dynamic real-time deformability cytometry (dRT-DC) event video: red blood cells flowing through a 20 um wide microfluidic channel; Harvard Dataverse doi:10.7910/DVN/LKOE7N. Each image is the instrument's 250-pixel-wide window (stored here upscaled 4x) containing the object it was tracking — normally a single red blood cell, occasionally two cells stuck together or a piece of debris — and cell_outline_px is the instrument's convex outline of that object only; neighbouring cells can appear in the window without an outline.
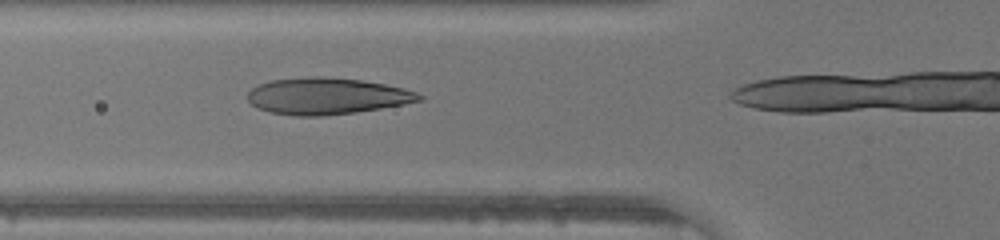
{"species": "human", "species_latin": "Homo sapiens", "temperature_condition": "warm", "stored_images_in_passage": 12, "camera_frame_rate_fps": 3000, "um_per_image_px": 0.085, "donor": {"sex": "male"}, "frame": {"image": 1, "passage_image": 9, "time_ms": 2.667, "image_size_px": [1000, 240], "cell_outline_px": [[424, 100], [404, 104], [356, 112], [324, 116], [296, 116], [268, 112], [256, 108], [248, 100], [248, 92], [252, 88], [260, 84], [272, 80], [308, 76], [320, 76], [364, 80], [404, 88], [416, 92], [424, 96]], "centroid_in_image_um": [27.79, 8.17], "position_along_channel_um": 98.0, "area_um2": 36.76}}